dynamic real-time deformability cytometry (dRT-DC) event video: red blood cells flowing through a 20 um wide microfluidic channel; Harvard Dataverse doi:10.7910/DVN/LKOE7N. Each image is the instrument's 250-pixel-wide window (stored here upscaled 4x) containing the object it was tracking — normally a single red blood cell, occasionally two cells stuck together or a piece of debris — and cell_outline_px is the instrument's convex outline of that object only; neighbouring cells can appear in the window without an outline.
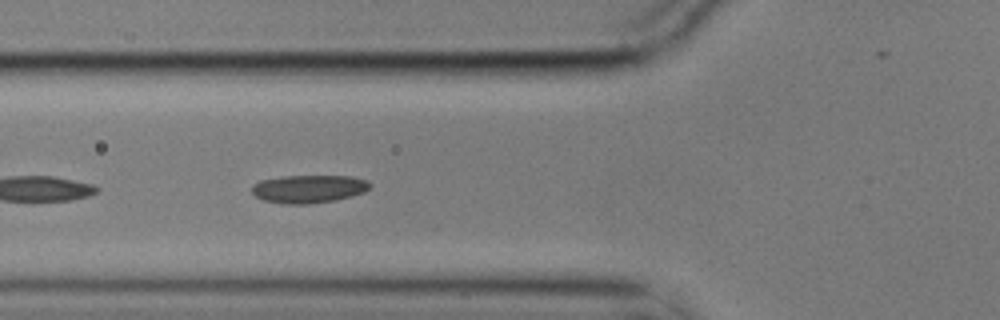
{"species": "common noctule bat (a hibernating species)", "species_latin": "Nyctalus noctula", "temperature_condition": "cold", "stored_images_in_passage": 5, "camera_frame_rate_fps": 3000, "um_per_image_px": 0.085, "animal": {"sex": "male", "body_mass_g": 17.9}, "frame": {"image": 1, "passage_image": 5, "time_ms": 1.333, "image_size_px": [1000, 320], "cell_outline_px": [[372, 184], [364, 192], [352, 196], [336, 200], [308, 204], [288, 204], [264, 200], [256, 196], [252, 192], [252, 184], [260, 180], [284, 176], [352, 176], [368, 180]], "centroid_in_image_um": [26.26, 16.05], "position_along_channel_um": 99.5, "area_um2": 19.31}}